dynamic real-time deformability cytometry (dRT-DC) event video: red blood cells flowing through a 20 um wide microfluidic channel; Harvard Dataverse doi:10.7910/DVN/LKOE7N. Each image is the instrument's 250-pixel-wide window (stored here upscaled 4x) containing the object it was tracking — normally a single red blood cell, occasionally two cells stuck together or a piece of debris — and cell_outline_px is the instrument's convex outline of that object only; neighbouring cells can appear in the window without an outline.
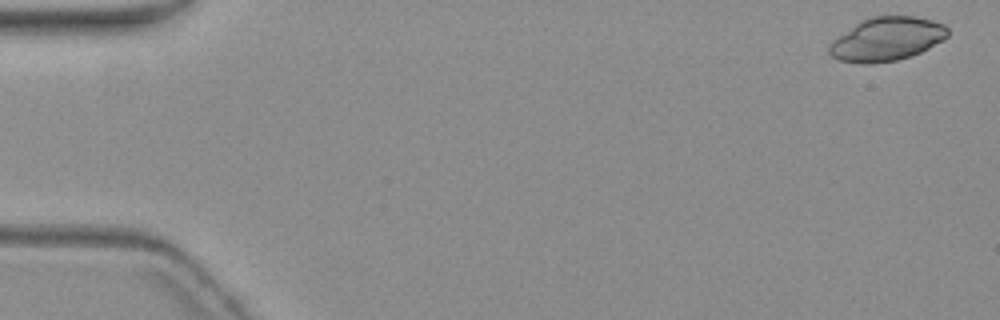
{"species": "common noctule bat (a hibernating species)", "species_latin": "Nyctalus noctula", "temperature_condition": "warm", "stored_images_in_passage": 7, "camera_frame_rate_fps": 3000, "um_per_image_px": 0.085, "animal": {"sex": "female", "body_mass_g": 19.3, "forearm_length_mm": 54.1}, "frame": {"image": 1, "passage_image": 1, "time_ms": 0.0, "image_size_px": [1000, 320], "cell_outline_px": [[948, 36], [944, 40], [912, 56], [896, 60], [864, 64], [840, 60], [832, 56], [828, 52], [828, 44], [832, 40], [860, 20], [872, 16], [916, 16], [932, 20], [944, 24], [948, 28]], "centroid_in_image_um": [75.37, 3.31], "position_along_channel_um": 9.6, "area_um2": 30.23}}